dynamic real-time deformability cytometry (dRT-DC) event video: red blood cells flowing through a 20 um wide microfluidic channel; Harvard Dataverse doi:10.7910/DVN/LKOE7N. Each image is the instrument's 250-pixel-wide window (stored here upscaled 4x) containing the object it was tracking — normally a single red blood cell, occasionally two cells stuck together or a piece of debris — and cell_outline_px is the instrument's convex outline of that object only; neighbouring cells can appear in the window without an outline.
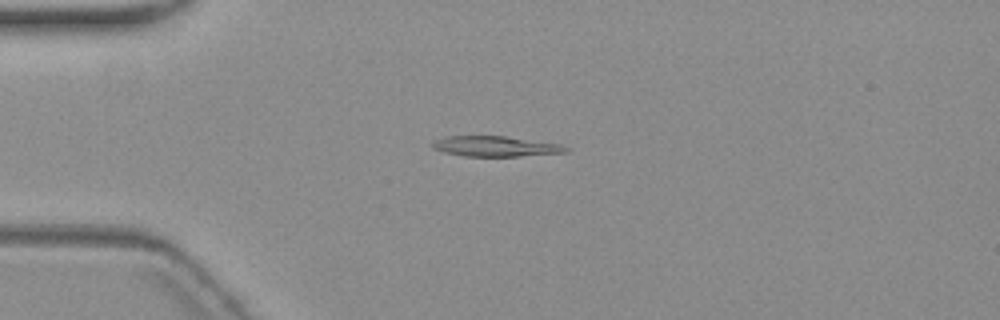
{"species": "common noctule bat (a hibernating species)", "species_latin": "Nyctalus noctula", "temperature_condition": "warm", "stored_images_in_passage": 7, "camera_frame_rate_fps": 3000, "um_per_image_px": 0.085, "animal": {"sex": "female", "body_mass_g": 19.3, "forearm_length_mm": 54.1}, "frame": {"image": 1, "passage_image": 5, "time_ms": 4.667, "image_size_px": [1000, 320], "cell_outline_px": [[572, 148], [568, 152], [520, 156], [464, 156], [444, 152], [432, 148], [432, 140], [448, 136], [504, 136], [560, 144]], "centroid_in_image_um": [42.12, 12.44], "position_along_channel_um": 42.9, "area_um2": 15.84}}
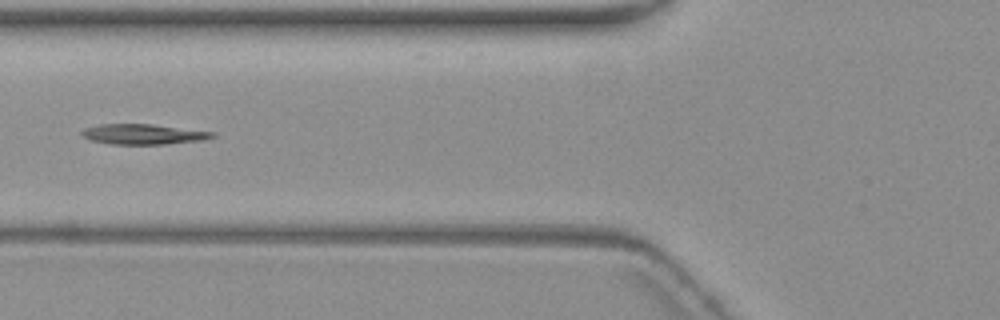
{"frame": {"image": 2, "passage_image": 7, "time_ms": 7.333, "image_size_px": [1000, 320], "cell_outline_px": [[216, 136], [204, 140], [164, 144], [112, 144], [88, 140], [80, 132], [84, 128], [100, 124], [152, 124], [216, 132]], "centroid_in_image_um": [12.19, 11.4], "position_along_channel_um": 113.6, "area_um2": 15.49}}